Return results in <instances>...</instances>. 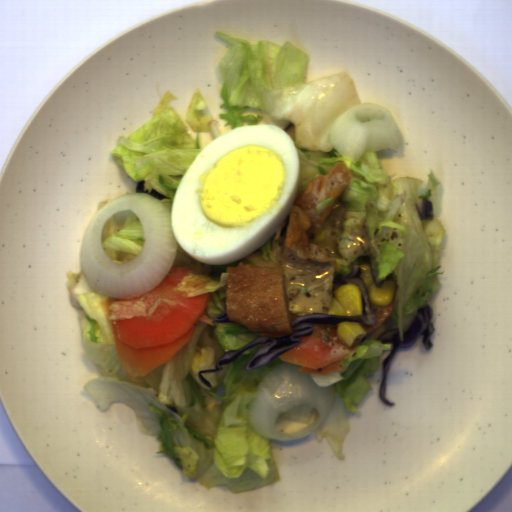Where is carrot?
<instances>
[{
    "label": "carrot",
    "mask_w": 512,
    "mask_h": 512,
    "mask_svg": "<svg viewBox=\"0 0 512 512\" xmlns=\"http://www.w3.org/2000/svg\"><path fill=\"white\" fill-rule=\"evenodd\" d=\"M299 331H291V332H276V333H267V332H261V336H269L274 338H280L284 336H288L294 333H298Z\"/></svg>",
    "instance_id": "obj_4"
},
{
    "label": "carrot",
    "mask_w": 512,
    "mask_h": 512,
    "mask_svg": "<svg viewBox=\"0 0 512 512\" xmlns=\"http://www.w3.org/2000/svg\"><path fill=\"white\" fill-rule=\"evenodd\" d=\"M393 307L394 306L392 304L389 306H374L370 302L371 311L376 318L375 324H365L360 320L355 321L362 326L365 334L371 333L373 331H376L389 318Z\"/></svg>",
    "instance_id": "obj_3"
},
{
    "label": "carrot",
    "mask_w": 512,
    "mask_h": 512,
    "mask_svg": "<svg viewBox=\"0 0 512 512\" xmlns=\"http://www.w3.org/2000/svg\"><path fill=\"white\" fill-rule=\"evenodd\" d=\"M187 274H202L184 266H172L162 281L149 292L118 302L142 301L147 313L159 298L174 301L170 305L160 301L150 316L131 319H109L120 363L133 382L145 381L149 373L171 359L189 343L198 321L215 326L206 314L211 293L184 297L173 292Z\"/></svg>",
    "instance_id": "obj_1"
},
{
    "label": "carrot",
    "mask_w": 512,
    "mask_h": 512,
    "mask_svg": "<svg viewBox=\"0 0 512 512\" xmlns=\"http://www.w3.org/2000/svg\"><path fill=\"white\" fill-rule=\"evenodd\" d=\"M312 325L311 335L298 336L300 343L277 357L299 365L298 373L324 375L344 370V361L352 355L357 344L349 347L341 341L337 334L339 323Z\"/></svg>",
    "instance_id": "obj_2"
}]
</instances>
